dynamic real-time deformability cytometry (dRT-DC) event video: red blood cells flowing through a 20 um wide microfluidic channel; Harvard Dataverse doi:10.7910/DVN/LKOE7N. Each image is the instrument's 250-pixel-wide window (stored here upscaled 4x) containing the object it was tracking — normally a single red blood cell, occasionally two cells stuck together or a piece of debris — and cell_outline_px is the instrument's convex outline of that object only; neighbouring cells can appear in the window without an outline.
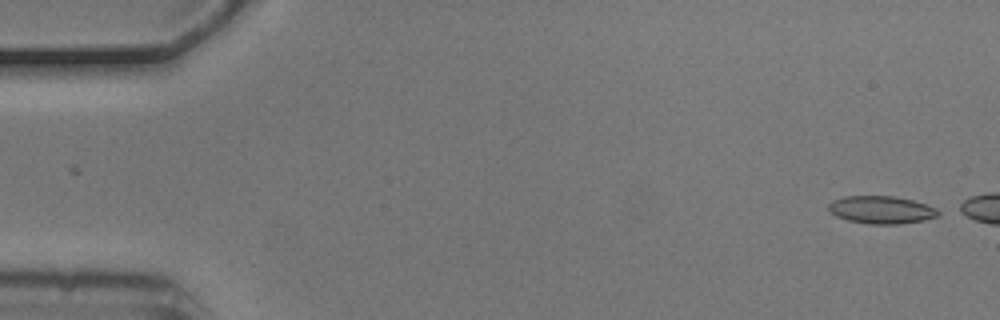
{"species": "common noctule bat (a hibernating species)", "species_latin": "Nyctalus noctula", "temperature_condition": "cold", "stored_images_in_passage": 3, "camera_frame_rate_fps": 3000, "um_per_image_px": 0.085, "animal": {"sex": "male", "body_mass_g": 20.5, "forearm_length_mm": 52.5}, "frame": {"image": 1, "passage_image": 1, "time_ms": 0.0, "image_size_px": [1000, 320], "cell_outline_px": [[944, 212], [940, 216], [924, 220], [900, 224], [868, 224], [848, 220], [836, 216], [828, 208], [828, 204], [832, 200], [844, 196], [896, 196], [912, 200], [936, 208]], "centroid_in_image_um": [74.95, 17.83], "position_along_channel_um": 10.0, "area_um2": 17.86}}